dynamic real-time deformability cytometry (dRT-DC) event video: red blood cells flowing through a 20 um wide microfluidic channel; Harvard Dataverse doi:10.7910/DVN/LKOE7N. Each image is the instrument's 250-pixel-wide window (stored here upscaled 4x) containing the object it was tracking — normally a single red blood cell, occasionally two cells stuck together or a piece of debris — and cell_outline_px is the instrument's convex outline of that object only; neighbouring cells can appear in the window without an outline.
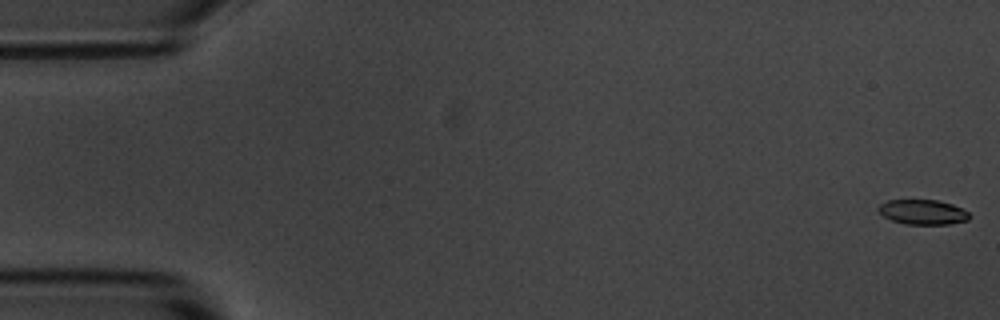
{"species": "common noctule bat (a hibernating species)", "species_latin": "Nyctalus noctula", "temperature_condition": "room temperature", "stored_images_in_passage": 56, "camera_frame_rate_fps": 3000, "um_per_image_px": 0.085, "animal": {"sex": "male", "body_mass_g": 20.1, "forearm_length_mm": 53.5}, "frame": {"image": 1, "passage_image": 1, "time_ms": 0.0, "image_size_px": [1000, 320], "cell_outline_px": [[968, 220], [948, 224], [904, 224], [892, 220], [884, 216], [876, 208], [880, 204], [888, 200], [936, 200], [952, 204], [968, 212]], "centroid_in_image_um": [78.4, 18.02], "position_along_channel_um": 6.6, "area_um2": 13.01}}
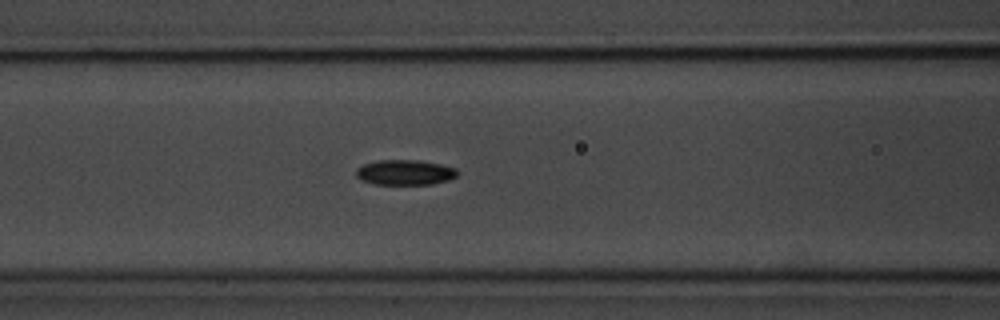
{"frame": {"image": 2, "passage_image": 23, "time_ms": 7.333, "image_size_px": [1000, 320], "cell_outline_px": [[456, 176], [448, 180], [432, 184], [376, 184], [364, 180], [356, 176], [356, 168], [364, 164], [380, 160], [416, 160], [440, 164], [456, 168]], "centroid_in_image_um": [34.42, 14.65], "position_along_channel_um": 132.2, "area_um2": 14.62}}
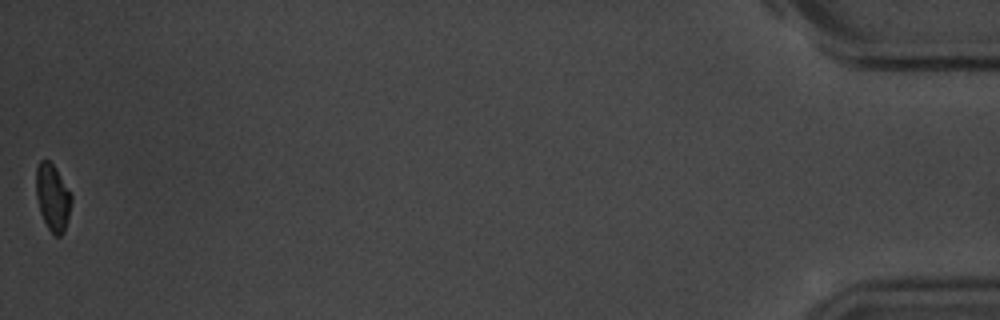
{"frame": {"image": 3, "passage_image": 56, "time_ms": 18.333, "image_size_px": [1000, 320], "cell_outline_px": [[72, 200], [64, 232], [60, 236], [56, 236], [48, 228], [40, 212], [36, 196], [36, 168], [40, 160], [48, 160], [56, 168], [72, 196]], "centroid_in_image_um": [4.46, 16.77], "position_along_channel_um": 430.7, "area_um2": 13.58}, "authors_computed_cell_mechanics": {"area_um2": 14.5945, "velocity_mm_per_s": 3.6022, "shape_relaxation_time_tau1_ms": 3.045, "shape_relaxation_time_tau2_ms": null, "deformation_change_tau1": 0.1091, "deformation_change_tau2": null}}